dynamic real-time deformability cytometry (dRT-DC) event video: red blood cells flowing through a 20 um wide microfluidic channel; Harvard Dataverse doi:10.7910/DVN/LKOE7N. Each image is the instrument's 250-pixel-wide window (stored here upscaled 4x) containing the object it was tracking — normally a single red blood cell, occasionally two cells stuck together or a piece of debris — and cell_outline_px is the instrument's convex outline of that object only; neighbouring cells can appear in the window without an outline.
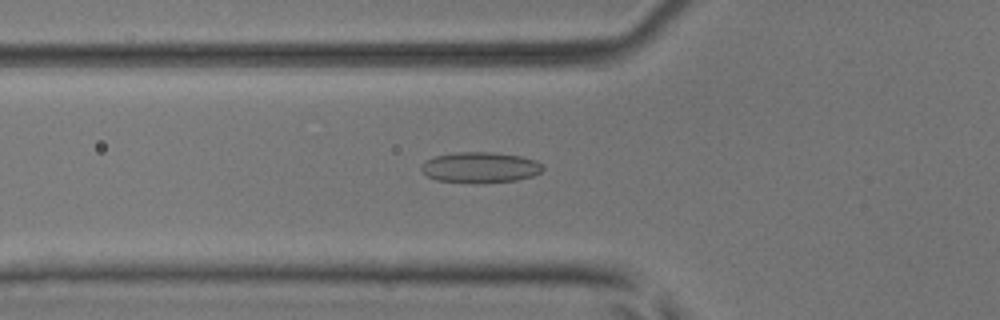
{"species": "common noctule bat (a hibernating species)", "species_latin": "Nyctalus noctula", "temperature_condition": "room temperature", "stored_images_in_passage": 54, "camera_frame_rate_fps": 3000, "um_per_image_px": 0.085, "animal": {"sex": "male", "body_mass_g": 17.9, "forearm_length_mm": 54.2}, "frame": {"image": 1, "passage_image": 20, "time_ms": 6.333, "image_size_px": [1000, 320], "cell_outline_px": [[544, 168], [540, 172], [532, 176], [516, 180], [484, 184], [472, 184], [436, 180], [420, 172], [420, 164], [424, 160], [436, 156], [456, 152], [492, 152], [520, 156], [536, 160]], "centroid_in_image_um": [40.76, 14.25], "position_along_channel_um": 85.0, "area_um2": 22.2}}
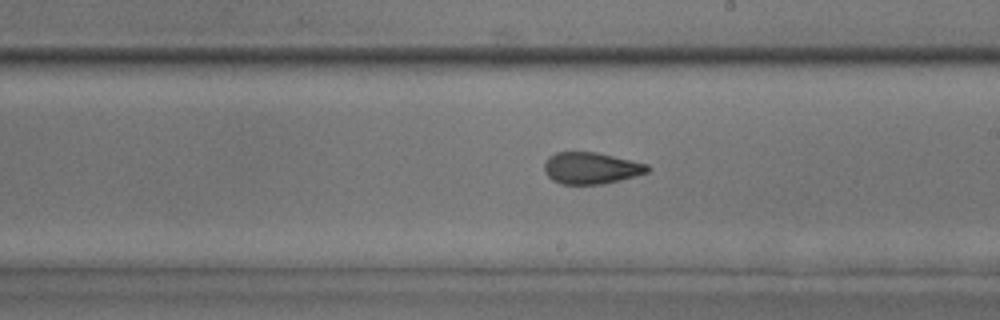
{"frame": {"image": 2, "passage_image": 32, "time_ms": 10.333, "image_size_px": [1000, 320], "cell_outline_px": [[652, 168], [648, 172], [620, 180], [604, 184], [560, 184], [552, 180], [544, 172], [544, 164], [548, 156], [556, 152], [596, 152], [648, 164]], "centroid_in_image_um": [50.23, 14.29], "position_along_channel_um": 238.8, "area_um2": 19.13}}
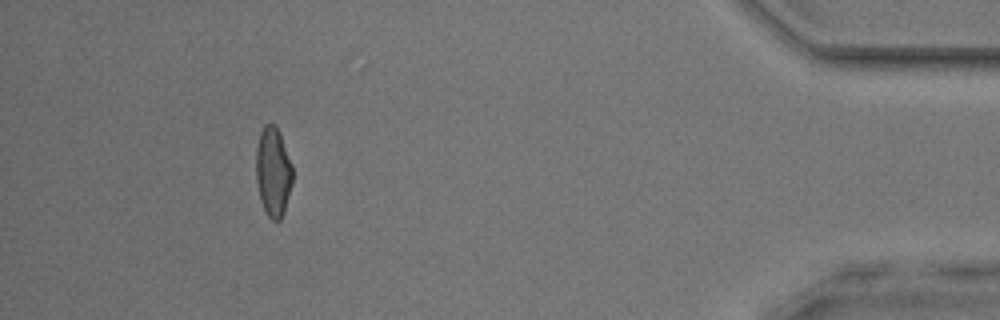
{"frame": {"image": 3, "passage_image": 50, "time_ms": 16.333, "image_size_px": [1000, 320], "cell_outline_px": [[292, 184], [284, 212], [280, 220], [272, 220], [268, 216], [260, 200], [256, 180], [256, 148], [260, 132], [264, 124], [276, 124], [280, 132], [292, 164]], "centroid_in_image_um": [23.21, 14.58], "position_along_channel_um": 412.0, "area_um2": 19.19}, "authors_computed_cell_mechanics": {"area_um2": 19.941, "velocity_mm_per_s": 3.8494, "shape_relaxation_time_tau1_ms": null, "shape_relaxation_time_tau2_ms": 1.718, "deformation_change_tau1": null, "deformation_change_tau2": 0.0938}}